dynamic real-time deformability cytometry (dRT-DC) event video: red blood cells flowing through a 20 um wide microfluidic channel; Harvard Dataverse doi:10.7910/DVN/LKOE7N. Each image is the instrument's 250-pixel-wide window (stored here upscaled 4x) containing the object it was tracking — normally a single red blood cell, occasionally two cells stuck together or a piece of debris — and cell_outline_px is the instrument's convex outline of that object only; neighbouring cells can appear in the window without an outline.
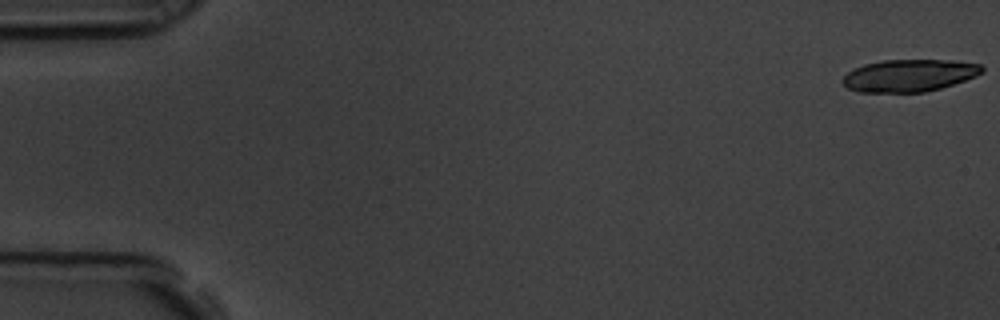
{"species": "common noctule bat (a hibernating species)", "species_latin": "Nyctalus noctula", "temperature_condition": "room temperature", "stored_images_in_passage": 18, "camera_frame_rate_fps": 3000, "um_per_image_px": 0.085, "animal": {"sex": "male", "body_mass_g": 19.5, "forearm_length_mm": 54.6}, "frame": {"image": 1, "passage_image": 1, "time_ms": 0.0, "image_size_px": [1000, 320], "cell_outline_px": [[984, 72], [976, 76], [940, 88], [924, 92], [860, 92], [848, 88], [840, 80], [852, 68], [864, 64], [884, 60], [952, 60], [980, 64], [984, 68]], "centroid_in_image_um": [77.27, 6.41], "position_along_channel_um": 7.7, "area_um2": 26.18}}